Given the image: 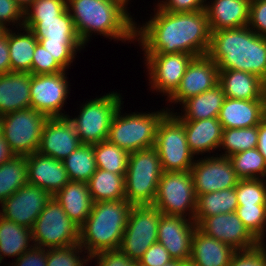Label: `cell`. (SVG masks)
Wrapping results in <instances>:
<instances>
[{"label":"cell","mask_w":266,"mask_h":266,"mask_svg":"<svg viewBox=\"0 0 266 266\" xmlns=\"http://www.w3.org/2000/svg\"><path fill=\"white\" fill-rule=\"evenodd\" d=\"M154 9L148 22L135 24V42L144 54H207L211 30L205 9L181 13L164 11L157 5Z\"/></svg>","instance_id":"1"},{"label":"cell","mask_w":266,"mask_h":266,"mask_svg":"<svg viewBox=\"0 0 266 266\" xmlns=\"http://www.w3.org/2000/svg\"><path fill=\"white\" fill-rule=\"evenodd\" d=\"M76 33L84 46L92 33L114 41H135V20L124 0H66Z\"/></svg>","instance_id":"2"},{"label":"cell","mask_w":266,"mask_h":266,"mask_svg":"<svg viewBox=\"0 0 266 266\" xmlns=\"http://www.w3.org/2000/svg\"><path fill=\"white\" fill-rule=\"evenodd\" d=\"M206 55L219 70L249 72L266 83V37L248 26L211 31Z\"/></svg>","instance_id":"3"},{"label":"cell","mask_w":266,"mask_h":266,"mask_svg":"<svg viewBox=\"0 0 266 266\" xmlns=\"http://www.w3.org/2000/svg\"><path fill=\"white\" fill-rule=\"evenodd\" d=\"M132 207L126 199L93 203L91 213L79 228V245L87 255L120 248Z\"/></svg>","instance_id":"4"},{"label":"cell","mask_w":266,"mask_h":266,"mask_svg":"<svg viewBox=\"0 0 266 266\" xmlns=\"http://www.w3.org/2000/svg\"><path fill=\"white\" fill-rule=\"evenodd\" d=\"M122 105L112 119L107 140L128 153L154 147L158 126L172 108L122 115Z\"/></svg>","instance_id":"5"},{"label":"cell","mask_w":266,"mask_h":266,"mask_svg":"<svg viewBox=\"0 0 266 266\" xmlns=\"http://www.w3.org/2000/svg\"><path fill=\"white\" fill-rule=\"evenodd\" d=\"M155 147L129 153L125 174V199L135 205H152L162 175Z\"/></svg>","instance_id":"6"},{"label":"cell","mask_w":266,"mask_h":266,"mask_svg":"<svg viewBox=\"0 0 266 266\" xmlns=\"http://www.w3.org/2000/svg\"><path fill=\"white\" fill-rule=\"evenodd\" d=\"M120 93L111 92L81 104L80 112L74 118L67 115L83 144L94 145L107 140L112 119L122 101ZM71 117V118H70Z\"/></svg>","instance_id":"7"},{"label":"cell","mask_w":266,"mask_h":266,"mask_svg":"<svg viewBox=\"0 0 266 266\" xmlns=\"http://www.w3.org/2000/svg\"><path fill=\"white\" fill-rule=\"evenodd\" d=\"M79 228L52 197L31 229L34 246L49 249L79 244Z\"/></svg>","instance_id":"8"},{"label":"cell","mask_w":266,"mask_h":266,"mask_svg":"<svg viewBox=\"0 0 266 266\" xmlns=\"http://www.w3.org/2000/svg\"><path fill=\"white\" fill-rule=\"evenodd\" d=\"M154 147L163 172L191 171L195 155L189 149L184 125L171 112L158 126Z\"/></svg>","instance_id":"9"},{"label":"cell","mask_w":266,"mask_h":266,"mask_svg":"<svg viewBox=\"0 0 266 266\" xmlns=\"http://www.w3.org/2000/svg\"><path fill=\"white\" fill-rule=\"evenodd\" d=\"M196 200L191 171L163 172L152 205L162 214L194 220Z\"/></svg>","instance_id":"10"},{"label":"cell","mask_w":266,"mask_h":266,"mask_svg":"<svg viewBox=\"0 0 266 266\" xmlns=\"http://www.w3.org/2000/svg\"><path fill=\"white\" fill-rule=\"evenodd\" d=\"M47 119L31 107L3 115L2 135L15 156L26 157L37 152Z\"/></svg>","instance_id":"11"},{"label":"cell","mask_w":266,"mask_h":266,"mask_svg":"<svg viewBox=\"0 0 266 266\" xmlns=\"http://www.w3.org/2000/svg\"><path fill=\"white\" fill-rule=\"evenodd\" d=\"M162 212L153 205L131 208L120 249L138 262L146 250L157 242L158 225Z\"/></svg>","instance_id":"12"},{"label":"cell","mask_w":266,"mask_h":266,"mask_svg":"<svg viewBox=\"0 0 266 266\" xmlns=\"http://www.w3.org/2000/svg\"><path fill=\"white\" fill-rule=\"evenodd\" d=\"M148 69L149 88L162 93L168 100L179 87L188 65L195 56L187 53L144 54Z\"/></svg>","instance_id":"13"},{"label":"cell","mask_w":266,"mask_h":266,"mask_svg":"<svg viewBox=\"0 0 266 266\" xmlns=\"http://www.w3.org/2000/svg\"><path fill=\"white\" fill-rule=\"evenodd\" d=\"M66 70L55 74H31L30 107L43 113L48 118L67 117L62 113L70 93Z\"/></svg>","instance_id":"14"},{"label":"cell","mask_w":266,"mask_h":266,"mask_svg":"<svg viewBox=\"0 0 266 266\" xmlns=\"http://www.w3.org/2000/svg\"><path fill=\"white\" fill-rule=\"evenodd\" d=\"M217 154V155H216ZM196 160L191 168L194 191L196 197L205 193H212L229 188H235L239 178L228 157L218 153Z\"/></svg>","instance_id":"15"},{"label":"cell","mask_w":266,"mask_h":266,"mask_svg":"<svg viewBox=\"0 0 266 266\" xmlns=\"http://www.w3.org/2000/svg\"><path fill=\"white\" fill-rule=\"evenodd\" d=\"M52 197L44 189L27 184L0 204V216L32 229L34 222Z\"/></svg>","instance_id":"16"},{"label":"cell","mask_w":266,"mask_h":266,"mask_svg":"<svg viewBox=\"0 0 266 266\" xmlns=\"http://www.w3.org/2000/svg\"><path fill=\"white\" fill-rule=\"evenodd\" d=\"M197 227L204 234L222 241L236 251L250 250L261 244L249 232L236 212L206 217Z\"/></svg>","instance_id":"17"},{"label":"cell","mask_w":266,"mask_h":266,"mask_svg":"<svg viewBox=\"0 0 266 266\" xmlns=\"http://www.w3.org/2000/svg\"><path fill=\"white\" fill-rule=\"evenodd\" d=\"M194 220L181 216L162 214L157 233V242L169 252L173 260L189 262L194 231Z\"/></svg>","instance_id":"18"},{"label":"cell","mask_w":266,"mask_h":266,"mask_svg":"<svg viewBox=\"0 0 266 266\" xmlns=\"http://www.w3.org/2000/svg\"><path fill=\"white\" fill-rule=\"evenodd\" d=\"M219 84L217 64L207 55L195 57L188 65L181 83L168 103L182 104L185 100L199 95Z\"/></svg>","instance_id":"19"},{"label":"cell","mask_w":266,"mask_h":266,"mask_svg":"<svg viewBox=\"0 0 266 266\" xmlns=\"http://www.w3.org/2000/svg\"><path fill=\"white\" fill-rule=\"evenodd\" d=\"M81 142L68 117L48 118L42 129L37 152L63 161Z\"/></svg>","instance_id":"20"},{"label":"cell","mask_w":266,"mask_h":266,"mask_svg":"<svg viewBox=\"0 0 266 266\" xmlns=\"http://www.w3.org/2000/svg\"><path fill=\"white\" fill-rule=\"evenodd\" d=\"M28 184L44 189L52 196L70 180L63 161L34 152L26 156Z\"/></svg>","instance_id":"21"},{"label":"cell","mask_w":266,"mask_h":266,"mask_svg":"<svg viewBox=\"0 0 266 266\" xmlns=\"http://www.w3.org/2000/svg\"><path fill=\"white\" fill-rule=\"evenodd\" d=\"M266 116V100L225 98L218 120L223 129L258 126Z\"/></svg>","instance_id":"22"},{"label":"cell","mask_w":266,"mask_h":266,"mask_svg":"<svg viewBox=\"0 0 266 266\" xmlns=\"http://www.w3.org/2000/svg\"><path fill=\"white\" fill-rule=\"evenodd\" d=\"M210 2H206L205 11L211 31L248 26L251 0H210Z\"/></svg>","instance_id":"23"},{"label":"cell","mask_w":266,"mask_h":266,"mask_svg":"<svg viewBox=\"0 0 266 266\" xmlns=\"http://www.w3.org/2000/svg\"><path fill=\"white\" fill-rule=\"evenodd\" d=\"M219 85L226 98L266 100V83L249 72L219 70Z\"/></svg>","instance_id":"24"},{"label":"cell","mask_w":266,"mask_h":266,"mask_svg":"<svg viewBox=\"0 0 266 266\" xmlns=\"http://www.w3.org/2000/svg\"><path fill=\"white\" fill-rule=\"evenodd\" d=\"M31 73L8 72L0 75V115L30 108Z\"/></svg>","instance_id":"25"},{"label":"cell","mask_w":266,"mask_h":266,"mask_svg":"<svg viewBox=\"0 0 266 266\" xmlns=\"http://www.w3.org/2000/svg\"><path fill=\"white\" fill-rule=\"evenodd\" d=\"M179 121L184 125L189 149L196 158L219 149L223 128L218 118Z\"/></svg>","instance_id":"26"},{"label":"cell","mask_w":266,"mask_h":266,"mask_svg":"<svg viewBox=\"0 0 266 266\" xmlns=\"http://www.w3.org/2000/svg\"><path fill=\"white\" fill-rule=\"evenodd\" d=\"M237 251L204 234L198 227L194 231L189 262L194 266H229Z\"/></svg>","instance_id":"27"},{"label":"cell","mask_w":266,"mask_h":266,"mask_svg":"<svg viewBox=\"0 0 266 266\" xmlns=\"http://www.w3.org/2000/svg\"><path fill=\"white\" fill-rule=\"evenodd\" d=\"M68 217L79 227L92 211L93 200L86 182L69 181L53 196Z\"/></svg>","instance_id":"28"},{"label":"cell","mask_w":266,"mask_h":266,"mask_svg":"<svg viewBox=\"0 0 266 266\" xmlns=\"http://www.w3.org/2000/svg\"><path fill=\"white\" fill-rule=\"evenodd\" d=\"M225 93L218 84L214 88L193 96L182 103L180 112L170 111L178 120H202L218 118L225 100ZM181 114V115H180Z\"/></svg>","instance_id":"29"},{"label":"cell","mask_w":266,"mask_h":266,"mask_svg":"<svg viewBox=\"0 0 266 266\" xmlns=\"http://www.w3.org/2000/svg\"><path fill=\"white\" fill-rule=\"evenodd\" d=\"M23 27L30 29L36 39H48L55 42L80 41L67 9L55 18L24 19Z\"/></svg>","instance_id":"30"},{"label":"cell","mask_w":266,"mask_h":266,"mask_svg":"<svg viewBox=\"0 0 266 266\" xmlns=\"http://www.w3.org/2000/svg\"><path fill=\"white\" fill-rule=\"evenodd\" d=\"M18 32L8 29V47L12 72H28L32 74V61L38 40L34 33L25 27ZM26 32V33H25Z\"/></svg>","instance_id":"31"},{"label":"cell","mask_w":266,"mask_h":266,"mask_svg":"<svg viewBox=\"0 0 266 266\" xmlns=\"http://www.w3.org/2000/svg\"><path fill=\"white\" fill-rule=\"evenodd\" d=\"M33 246L31 229L0 216V253L3 259L15 256L17 259Z\"/></svg>","instance_id":"32"},{"label":"cell","mask_w":266,"mask_h":266,"mask_svg":"<svg viewBox=\"0 0 266 266\" xmlns=\"http://www.w3.org/2000/svg\"><path fill=\"white\" fill-rule=\"evenodd\" d=\"M237 207L235 188L201 194L197 196L194 221L198 226L206 217L236 212Z\"/></svg>","instance_id":"33"},{"label":"cell","mask_w":266,"mask_h":266,"mask_svg":"<svg viewBox=\"0 0 266 266\" xmlns=\"http://www.w3.org/2000/svg\"><path fill=\"white\" fill-rule=\"evenodd\" d=\"M87 184L94 203L125 199V175L97 168Z\"/></svg>","instance_id":"34"},{"label":"cell","mask_w":266,"mask_h":266,"mask_svg":"<svg viewBox=\"0 0 266 266\" xmlns=\"http://www.w3.org/2000/svg\"><path fill=\"white\" fill-rule=\"evenodd\" d=\"M28 184L25 156H14L0 165V204Z\"/></svg>","instance_id":"35"},{"label":"cell","mask_w":266,"mask_h":266,"mask_svg":"<svg viewBox=\"0 0 266 266\" xmlns=\"http://www.w3.org/2000/svg\"><path fill=\"white\" fill-rule=\"evenodd\" d=\"M63 163L70 181L87 183L97 169L93 145L81 143Z\"/></svg>","instance_id":"36"},{"label":"cell","mask_w":266,"mask_h":266,"mask_svg":"<svg viewBox=\"0 0 266 266\" xmlns=\"http://www.w3.org/2000/svg\"><path fill=\"white\" fill-rule=\"evenodd\" d=\"M96 167L115 174L125 175L129 153L117 145L104 140L94 144Z\"/></svg>","instance_id":"37"},{"label":"cell","mask_w":266,"mask_h":266,"mask_svg":"<svg viewBox=\"0 0 266 266\" xmlns=\"http://www.w3.org/2000/svg\"><path fill=\"white\" fill-rule=\"evenodd\" d=\"M258 143V126L249 128L223 129L220 149L224 151L218 156L230 157L236 153L253 149Z\"/></svg>","instance_id":"38"},{"label":"cell","mask_w":266,"mask_h":266,"mask_svg":"<svg viewBox=\"0 0 266 266\" xmlns=\"http://www.w3.org/2000/svg\"><path fill=\"white\" fill-rule=\"evenodd\" d=\"M228 159L239 179H265L266 161L257 148L236 153Z\"/></svg>","instance_id":"39"},{"label":"cell","mask_w":266,"mask_h":266,"mask_svg":"<svg viewBox=\"0 0 266 266\" xmlns=\"http://www.w3.org/2000/svg\"><path fill=\"white\" fill-rule=\"evenodd\" d=\"M236 213L249 232L262 243L266 237V205H238Z\"/></svg>","instance_id":"40"},{"label":"cell","mask_w":266,"mask_h":266,"mask_svg":"<svg viewBox=\"0 0 266 266\" xmlns=\"http://www.w3.org/2000/svg\"><path fill=\"white\" fill-rule=\"evenodd\" d=\"M84 254L87 253L79 244L63 248H49L46 266H87L90 256Z\"/></svg>","instance_id":"41"},{"label":"cell","mask_w":266,"mask_h":266,"mask_svg":"<svg viewBox=\"0 0 266 266\" xmlns=\"http://www.w3.org/2000/svg\"><path fill=\"white\" fill-rule=\"evenodd\" d=\"M235 193L238 205H266V179H239Z\"/></svg>","instance_id":"42"},{"label":"cell","mask_w":266,"mask_h":266,"mask_svg":"<svg viewBox=\"0 0 266 266\" xmlns=\"http://www.w3.org/2000/svg\"><path fill=\"white\" fill-rule=\"evenodd\" d=\"M58 64L67 71L73 63L77 52L85 48L81 41L55 42L48 39H37ZM70 65V66H69Z\"/></svg>","instance_id":"43"},{"label":"cell","mask_w":266,"mask_h":266,"mask_svg":"<svg viewBox=\"0 0 266 266\" xmlns=\"http://www.w3.org/2000/svg\"><path fill=\"white\" fill-rule=\"evenodd\" d=\"M66 9V0H34L24 9V19L55 18Z\"/></svg>","instance_id":"44"},{"label":"cell","mask_w":266,"mask_h":266,"mask_svg":"<svg viewBox=\"0 0 266 266\" xmlns=\"http://www.w3.org/2000/svg\"><path fill=\"white\" fill-rule=\"evenodd\" d=\"M64 71L54 57L40 43H37L32 61V74H55Z\"/></svg>","instance_id":"45"},{"label":"cell","mask_w":266,"mask_h":266,"mask_svg":"<svg viewBox=\"0 0 266 266\" xmlns=\"http://www.w3.org/2000/svg\"><path fill=\"white\" fill-rule=\"evenodd\" d=\"M9 25L24 26V9L15 0H0V26L7 30Z\"/></svg>","instance_id":"46"},{"label":"cell","mask_w":266,"mask_h":266,"mask_svg":"<svg viewBox=\"0 0 266 266\" xmlns=\"http://www.w3.org/2000/svg\"><path fill=\"white\" fill-rule=\"evenodd\" d=\"M229 266H266L265 241L253 249L237 251L233 255Z\"/></svg>","instance_id":"47"},{"label":"cell","mask_w":266,"mask_h":266,"mask_svg":"<svg viewBox=\"0 0 266 266\" xmlns=\"http://www.w3.org/2000/svg\"><path fill=\"white\" fill-rule=\"evenodd\" d=\"M97 262V266H136L137 261L128 257L120 248L103 250L93 254L90 260Z\"/></svg>","instance_id":"48"},{"label":"cell","mask_w":266,"mask_h":266,"mask_svg":"<svg viewBox=\"0 0 266 266\" xmlns=\"http://www.w3.org/2000/svg\"><path fill=\"white\" fill-rule=\"evenodd\" d=\"M248 27L266 37V0H251Z\"/></svg>","instance_id":"49"},{"label":"cell","mask_w":266,"mask_h":266,"mask_svg":"<svg viewBox=\"0 0 266 266\" xmlns=\"http://www.w3.org/2000/svg\"><path fill=\"white\" fill-rule=\"evenodd\" d=\"M160 1V2H159ZM157 6L172 13L204 10L208 0H159Z\"/></svg>","instance_id":"50"},{"label":"cell","mask_w":266,"mask_h":266,"mask_svg":"<svg viewBox=\"0 0 266 266\" xmlns=\"http://www.w3.org/2000/svg\"><path fill=\"white\" fill-rule=\"evenodd\" d=\"M173 260L167 249L159 242L151 245L143 256L138 260V263L143 266H162Z\"/></svg>","instance_id":"51"},{"label":"cell","mask_w":266,"mask_h":266,"mask_svg":"<svg viewBox=\"0 0 266 266\" xmlns=\"http://www.w3.org/2000/svg\"><path fill=\"white\" fill-rule=\"evenodd\" d=\"M14 260L11 266H46L47 249L33 246Z\"/></svg>","instance_id":"52"},{"label":"cell","mask_w":266,"mask_h":266,"mask_svg":"<svg viewBox=\"0 0 266 266\" xmlns=\"http://www.w3.org/2000/svg\"><path fill=\"white\" fill-rule=\"evenodd\" d=\"M11 72L9 47H8V29L0 36V75Z\"/></svg>","instance_id":"53"},{"label":"cell","mask_w":266,"mask_h":266,"mask_svg":"<svg viewBox=\"0 0 266 266\" xmlns=\"http://www.w3.org/2000/svg\"><path fill=\"white\" fill-rule=\"evenodd\" d=\"M256 148L266 161V116L258 125V143Z\"/></svg>","instance_id":"54"},{"label":"cell","mask_w":266,"mask_h":266,"mask_svg":"<svg viewBox=\"0 0 266 266\" xmlns=\"http://www.w3.org/2000/svg\"><path fill=\"white\" fill-rule=\"evenodd\" d=\"M15 154L12 152L8 142L3 135H0V165L13 158Z\"/></svg>","instance_id":"55"},{"label":"cell","mask_w":266,"mask_h":266,"mask_svg":"<svg viewBox=\"0 0 266 266\" xmlns=\"http://www.w3.org/2000/svg\"><path fill=\"white\" fill-rule=\"evenodd\" d=\"M186 262L180 260H171L169 263L164 264L162 266H184Z\"/></svg>","instance_id":"56"},{"label":"cell","mask_w":266,"mask_h":266,"mask_svg":"<svg viewBox=\"0 0 266 266\" xmlns=\"http://www.w3.org/2000/svg\"><path fill=\"white\" fill-rule=\"evenodd\" d=\"M23 9L29 6L34 0H15Z\"/></svg>","instance_id":"57"},{"label":"cell","mask_w":266,"mask_h":266,"mask_svg":"<svg viewBox=\"0 0 266 266\" xmlns=\"http://www.w3.org/2000/svg\"><path fill=\"white\" fill-rule=\"evenodd\" d=\"M3 130V115H0V135H2Z\"/></svg>","instance_id":"58"},{"label":"cell","mask_w":266,"mask_h":266,"mask_svg":"<svg viewBox=\"0 0 266 266\" xmlns=\"http://www.w3.org/2000/svg\"><path fill=\"white\" fill-rule=\"evenodd\" d=\"M5 29L0 26V36L4 33Z\"/></svg>","instance_id":"59"},{"label":"cell","mask_w":266,"mask_h":266,"mask_svg":"<svg viewBox=\"0 0 266 266\" xmlns=\"http://www.w3.org/2000/svg\"><path fill=\"white\" fill-rule=\"evenodd\" d=\"M184 266H194V265H192L190 262H187L184 264Z\"/></svg>","instance_id":"60"},{"label":"cell","mask_w":266,"mask_h":266,"mask_svg":"<svg viewBox=\"0 0 266 266\" xmlns=\"http://www.w3.org/2000/svg\"><path fill=\"white\" fill-rule=\"evenodd\" d=\"M3 257H2V255H1V253H0V264L3 262ZM1 266V265H0Z\"/></svg>","instance_id":"61"}]
</instances>
